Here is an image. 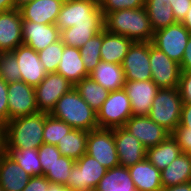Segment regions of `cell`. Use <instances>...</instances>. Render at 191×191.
Masks as SVG:
<instances>
[{
    "mask_svg": "<svg viewBox=\"0 0 191 191\" xmlns=\"http://www.w3.org/2000/svg\"><path fill=\"white\" fill-rule=\"evenodd\" d=\"M45 113L9 120L2 127L4 150L38 149L43 143Z\"/></svg>",
    "mask_w": 191,
    "mask_h": 191,
    "instance_id": "6da1fadb",
    "label": "cell"
},
{
    "mask_svg": "<svg viewBox=\"0 0 191 191\" xmlns=\"http://www.w3.org/2000/svg\"><path fill=\"white\" fill-rule=\"evenodd\" d=\"M104 29L133 42H152L154 36L145 7L108 13L104 17Z\"/></svg>",
    "mask_w": 191,
    "mask_h": 191,
    "instance_id": "7a4b0ae2",
    "label": "cell"
},
{
    "mask_svg": "<svg viewBox=\"0 0 191 191\" xmlns=\"http://www.w3.org/2000/svg\"><path fill=\"white\" fill-rule=\"evenodd\" d=\"M56 119L62 120L73 129L92 131L97 129V113L81 98L75 88L65 93L50 113Z\"/></svg>",
    "mask_w": 191,
    "mask_h": 191,
    "instance_id": "3957f363",
    "label": "cell"
},
{
    "mask_svg": "<svg viewBox=\"0 0 191 191\" xmlns=\"http://www.w3.org/2000/svg\"><path fill=\"white\" fill-rule=\"evenodd\" d=\"M55 24L60 31L72 26H104V16L94 2L64 0Z\"/></svg>",
    "mask_w": 191,
    "mask_h": 191,
    "instance_id": "277c9868",
    "label": "cell"
},
{
    "mask_svg": "<svg viewBox=\"0 0 191 191\" xmlns=\"http://www.w3.org/2000/svg\"><path fill=\"white\" fill-rule=\"evenodd\" d=\"M182 106L178 87L159 89L148 117L172 133L180 124Z\"/></svg>",
    "mask_w": 191,
    "mask_h": 191,
    "instance_id": "5b68a950",
    "label": "cell"
},
{
    "mask_svg": "<svg viewBox=\"0 0 191 191\" xmlns=\"http://www.w3.org/2000/svg\"><path fill=\"white\" fill-rule=\"evenodd\" d=\"M106 171V167L85 153L75 161L67 179V188L69 191H94Z\"/></svg>",
    "mask_w": 191,
    "mask_h": 191,
    "instance_id": "8992f818",
    "label": "cell"
},
{
    "mask_svg": "<svg viewBox=\"0 0 191 191\" xmlns=\"http://www.w3.org/2000/svg\"><path fill=\"white\" fill-rule=\"evenodd\" d=\"M130 99L124 88L109 93L108 98L97 112L99 128L114 129L124 127L126 121L132 116Z\"/></svg>",
    "mask_w": 191,
    "mask_h": 191,
    "instance_id": "52a82bcc",
    "label": "cell"
},
{
    "mask_svg": "<svg viewBox=\"0 0 191 191\" xmlns=\"http://www.w3.org/2000/svg\"><path fill=\"white\" fill-rule=\"evenodd\" d=\"M190 35L188 29L181 22H176L155 31L152 44L170 59L180 64Z\"/></svg>",
    "mask_w": 191,
    "mask_h": 191,
    "instance_id": "ba28073f",
    "label": "cell"
},
{
    "mask_svg": "<svg viewBox=\"0 0 191 191\" xmlns=\"http://www.w3.org/2000/svg\"><path fill=\"white\" fill-rule=\"evenodd\" d=\"M86 153L107 169L119 166L114 129L97 128L88 131Z\"/></svg>",
    "mask_w": 191,
    "mask_h": 191,
    "instance_id": "9c48e42d",
    "label": "cell"
},
{
    "mask_svg": "<svg viewBox=\"0 0 191 191\" xmlns=\"http://www.w3.org/2000/svg\"><path fill=\"white\" fill-rule=\"evenodd\" d=\"M149 62L151 80L160 88H176L181 74L180 64L170 59L150 42Z\"/></svg>",
    "mask_w": 191,
    "mask_h": 191,
    "instance_id": "30bf717a",
    "label": "cell"
},
{
    "mask_svg": "<svg viewBox=\"0 0 191 191\" xmlns=\"http://www.w3.org/2000/svg\"><path fill=\"white\" fill-rule=\"evenodd\" d=\"M7 94L8 121L39 112L34 87L23 81L9 82Z\"/></svg>",
    "mask_w": 191,
    "mask_h": 191,
    "instance_id": "8fae6325",
    "label": "cell"
},
{
    "mask_svg": "<svg viewBox=\"0 0 191 191\" xmlns=\"http://www.w3.org/2000/svg\"><path fill=\"white\" fill-rule=\"evenodd\" d=\"M74 85L62 75L47 73L45 78L35 87L36 102L39 112L50 114L56 102Z\"/></svg>",
    "mask_w": 191,
    "mask_h": 191,
    "instance_id": "7c38bea8",
    "label": "cell"
},
{
    "mask_svg": "<svg viewBox=\"0 0 191 191\" xmlns=\"http://www.w3.org/2000/svg\"><path fill=\"white\" fill-rule=\"evenodd\" d=\"M150 42H133L121 63L125 80H151L149 62Z\"/></svg>",
    "mask_w": 191,
    "mask_h": 191,
    "instance_id": "4fadbf2b",
    "label": "cell"
},
{
    "mask_svg": "<svg viewBox=\"0 0 191 191\" xmlns=\"http://www.w3.org/2000/svg\"><path fill=\"white\" fill-rule=\"evenodd\" d=\"M124 128L147 148L158 145L166 140L171 133L148 116L132 115L125 123Z\"/></svg>",
    "mask_w": 191,
    "mask_h": 191,
    "instance_id": "5bb4252c",
    "label": "cell"
},
{
    "mask_svg": "<svg viewBox=\"0 0 191 191\" xmlns=\"http://www.w3.org/2000/svg\"><path fill=\"white\" fill-rule=\"evenodd\" d=\"M123 88L130 99L132 114L148 116L160 88L152 80H126Z\"/></svg>",
    "mask_w": 191,
    "mask_h": 191,
    "instance_id": "9a60e30c",
    "label": "cell"
},
{
    "mask_svg": "<svg viewBox=\"0 0 191 191\" xmlns=\"http://www.w3.org/2000/svg\"><path fill=\"white\" fill-rule=\"evenodd\" d=\"M20 69V81L36 87L45 78L46 70L40 62L38 52L24 44L12 51Z\"/></svg>",
    "mask_w": 191,
    "mask_h": 191,
    "instance_id": "2e32d148",
    "label": "cell"
},
{
    "mask_svg": "<svg viewBox=\"0 0 191 191\" xmlns=\"http://www.w3.org/2000/svg\"><path fill=\"white\" fill-rule=\"evenodd\" d=\"M119 166L130 167L146 158V147L124 127L114 128Z\"/></svg>",
    "mask_w": 191,
    "mask_h": 191,
    "instance_id": "e0dca14e",
    "label": "cell"
},
{
    "mask_svg": "<svg viewBox=\"0 0 191 191\" xmlns=\"http://www.w3.org/2000/svg\"><path fill=\"white\" fill-rule=\"evenodd\" d=\"M22 16L18 8L0 13V53L23 44Z\"/></svg>",
    "mask_w": 191,
    "mask_h": 191,
    "instance_id": "ac0fdd59",
    "label": "cell"
},
{
    "mask_svg": "<svg viewBox=\"0 0 191 191\" xmlns=\"http://www.w3.org/2000/svg\"><path fill=\"white\" fill-rule=\"evenodd\" d=\"M23 44L39 52L60 40V30L56 24H39L22 21Z\"/></svg>",
    "mask_w": 191,
    "mask_h": 191,
    "instance_id": "d6986e66",
    "label": "cell"
},
{
    "mask_svg": "<svg viewBox=\"0 0 191 191\" xmlns=\"http://www.w3.org/2000/svg\"><path fill=\"white\" fill-rule=\"evenodd\" d=\"M64 0H33L19 9L23 21L55 24Z\"/></svg>",
    "mask_w": 191,
    "mask_h": 191,
    "instance_id": "ffe728a7",
    "label": "cell"
},
{
    "mask_svg": "<svg viewBox=\"0 0 191 191\" xmlns=\"http://www.w3.org/2000/svg\"><path fill=\"white\" fill-rule=\"evenodd\" d=\"M30 176L5 151L0 156V187L3 191H22Z\"/></svg>",
    "mask_w": 191,
    "mask_h": 191,
    "instance_id": "44dd1931",
    "label": "cell"
},
{
    "mask_svg": "<svg viewBox=\"0 0 191 191\" xmlns=\"http://www.w3.org/2000/svg\"><path fill=\"white\" fill-rule=\"evenodd\" d=\"M131 179L137 191H161V171L147 158L128 167Z\"/></svg>",
    "mask_w": 191,
    "mask_h": 191,
    "instance_id": "7402d4cb",
    "label": "cell"
},
{
    "mask_svg": "<svg viewBox=\"0 0 191 191\" xmlns=\"http://www.w3.org/2000/svg\"><path fill=\"white\" fill-rule=\"evenodd\" d=\"M57 73L69 80L73 85L88 77L79 48L64 45Z\"/></svg>",
    "mask_w": 191,
    "mask_h": 191,
    "instance_id": "603a6c76",
    "label": "cell"
},
{
    "mask_svg": "<svg viewBox=\"0 0 191 191\" xmlns=\"http://www.w3.org/2000/svg\"><path fill=\"white\" fill-rule=\"evenodd\" d=\"M89 76L107 91L123 89L125 85V74L120 64L100 61L89 73Z\"/></svg>",
    "mask_w": 191,
    "mask_h": 191,
    "instance_id": "cb8c5ba5",
    "label": "cell"
},
{
    "mask_svg": "<svg viewBox=\"0 0 191 191\" xmlns=\"http://www.w3.org/2000/svg\"><path fill=\"white\" fill-rule=\"evenodd\" d=\"M132 43L133 41L125 36L112 34L103 29L101 60L121 65Z\"/></svg>",
    "mask_w": 191,
    "mask_h": 191,
    "instance_id": "d4e9b609",
    "label": "cell"
},
{
    "mask_svg": "<svg viewBox=\"0 0 191 191\" xmlns=\"http://www.w3.org/2000/svg\"><path fill=\"white\" fill-rule=\"evenodd\" d=\"M161 184L163 187L175 186L191 181V154L181 153L161 173Z\"/></svg>",
    "mask_w": 191,
    "mask_h": 191,
    "instance_id": "484cf974",
    "label": "cell"
},
{
    "mask_svg": "<svg viewBox=\"0 0 191 191\" xmlns=\"http://www.w3.org/2000/svg\"><path fill=\"white\" fill-rule=\"evenodd\" d=\"M182 153L177 141L170 135L156 146L147 148L146 158L160 171L169 166Z\"/></svg>",
    "mask_w": 191,
    "mask_h": 191,
    "instance_id": "4316f807",
    "label": "cell"
},
{
    "mask_svg": "<svg viewBox=\"0 0 191 191\" xmlns=\"http://www.w3.org/2000/svg\"><path fill=\"white\" fill-rule=\"evenodd\" d=\"M94 191H137L129 170L124 166L107 169Z\"/></svg>",
    "mask_w": 191,
    "mask_h": 191,
    "instance_id": "83f0119b",
    "label": "cell"
},
{
    "mask_svg": "<svg viewBox=\"0 0 191 191\" xmlns=\"http://www.w3.org/2000/svg\"><path fill=\"white\" fill-rule=\"evenodd\" d=\"M145 9L154 32L176 23L170 0H146Z\"/></svg>",
    "mask_w": 191,
    "mask_h": 191,
    "instance_id": "f1b7e54d",
    "label": "cell"
},
{
    "mask_svg": "<svg viewBox=\"0 0 191 191\" xmlns=\"http://www.w3.org/2000/svg\"><path fill=\"white\" fill-rule=\"evenodd\" d=\"M88 131L72 129L57 144L61 155L77 161L86 153Z\"/></svg>",
    "mask_w": 191,
    "mask_h": 191,
    "instance_id": "f546056e",
    "label": "cell"
},
{
    "mask_svg": "<svg viewBox=\"0 0 191 191\" xmlns=\"http://www.w3.org/2000/svg\"><path fill=\"white\" fill-rule=\"evenodd\" d=\"M79 95L97 113L108 98L109 91L95 82L90 76L83 78L74 85Z\"/></svg>",
    "mask_w": 191,
    "mask_h": 191,
    "instance_id": "4dcf8cb0",
    "label": "cell"
},
{
    "mask_svg": "<svg viewBox=\"0 0 191 191\" xmlns=\"http://www.w3.org/2000/svg\"><path fill=\"white\" fill-rule=\"evenodd\" d=\"M103 29L104 26H72L60 31V40L66 46L80 48Z\"/></svg>",
    "mask_w": 191,
    "mask_h": 191,
    "instance_id": "1f68e13d",
    "label": "cell"
},
{
    "mask_svg": "<svg viewBox=\"0 0 191 191\" xmlns=\"http://www.w3.org/2000/svg\"><path fill=\"white\" fill-rule=\"evenodd\" d=\"M19 164L30 176H41L42 167L39 160L38 149L4 150Z\"/></svg>",
    "mask_w": 191,
    "mask_h": 191,
    "instance_id": "d6a6232c",
    "label": "cell"
},
{
    "mask_svg": "<svg viewBox=\"0 0 191 191\" xmlns=\"http://www.w3.org/2000/svg\"><path fill=\"white\" fill-rule=\"evenodd\" d=\"M102 39L103 30L94 35L79 48L82 61L88 73H90L101 61L100 48L102 45Z\"/></svg>",
    "mask_w": 191,
    "mask_h": 191,
    "instance_id": "836d02e7",
    "label": "cell"
},
{
    "mask_svg": "<svg viewBox=\"0 0 191 191\" xmlns=\"http://www.w3.org/2000/svg\"><path fill=\"white\" fill-rule=\"evenodd\" d=\"M72 129L73 128L66 122L45 113V126L43 130L44 143L57 146L64 135L68 134Z\"/></svg>",
    "mask_w": 191,
    "mask_h": 191,
    "instance_id": "e575fe53",
    "label": "cell"
},
{
    "mask_svg": "<svg viewBox=\"0 0 191 191\" xmlns=\"http://www.w3.org/2000/svg\"><path fill=\"white\" fill-rule=\"evenodd\" d=\"M75 164L73 159L61 155L44 175L51 183L64 184L67 186V179Z\"/></svg>",
    "mask_w": 191,
    "mask_h": 191,
    "instance_id": "d590c367",
    "label": "cell"
},
{
    "mask_svg": "<svg viewBox=\"0 0 191 191\" xmlns=\"http://www.w3.org/2000/svg\"><path fill=\"white\" fill-rule=\"evenodd\" d=\"M63 51L64 43L58 40L38 52L40 62L44 66L46 73L57 72Z\"/></svg>",
    "mask_w": 191,
    "mask_h": 191,
    "instance_id": "8d00e7d4",
    "label": "cell"
},
{
    "mask_svg": "<svg viewBox=\"0 0 191 191\" xmlns=\"http://www.w3.org/2000/svg\"><path fill=\"white\" fill-rule=\"evenodd\" d=\"M20 69L12 52L0 53V78L6 83L20 81Z\"/></svg>",
    "mask_w": 191,
    "mask_h": 191,
    "instance_id": "74e56055",
    "label": "cell"
},
{
    "mask_svg": "<svg viewBox=\"0 0 191 191\" xmlns=\"http://www.w3.org/2000/svg\"><path fill=\"white\" fill-rule=\"evenodd\" d=\"M145 2L146 0H102L99 8L105 17L113 11L145 7Z\"/></svg>",
    "mask_w": 191,
    "mask_h": 191,
    "instance_id": "f35d334b",
    "label": "cell"
},
{
    "mask_svg": "<svg viewBox=\"0 0 191 191\" xmlns=\"http://www.w3.org/2000/svg\"><path fill=\"white\" fill-rule=\"evenodd\" d=\"M38 155L42 167V175H45L49 167L61 156V153L57 146L43 143L38 148Z\"/></svg>",
    "mask_w": 191,
    "mask_h": 191,
    "instance_id": "ab89813d",
    "label": "cell"
},
{
    "mask_svg": "<svg viewBox=\"0 0 191 191\" xmlns=\"http://www.w3.org/2000/svg\"><path fill=\"white\" fill-rule=\"evenodd\" d=\"M172 137L177 141L182 153L191 154V129L184 126H177L171 133Z\"/></svg>",
    "mask_w": 191,
    "mask_h": 191,
    "instance_id": "60d3db41",
    "label": "cell"
},
{
    "mask_svg": "<svg viewBox=\"0 0 191 191\" xmlns=\"http://www.w3.org/2000/svg\"><path fill=\"white\" fill-rule=\"evenodd\" d=\"M178 90L183 104H191V72L181 71Z\"/></svg>",
    "mask_w": 191,
    "mask_h": 191,
    "instance_id": "b9f144b4",
    "label": "cell"
},
{
    "mask_svg": "<svg viewBox=\"0 0 191 191\" xmlns=\"http://www.w3.org/2000/svg\"><path fill=\"white\" fill-rule=\"evenodd\" d=\"M8 122V94L7 83L0 78V125L3 127Z\"/></svg>",
    "mask_w": 191,
    "mask_h": 191,
    "instance_id": "7bdbcfd3",
    "label": "cell"
},
{
    "mask_svg": "<svg viewBox=\"0 0 191 191\" xmlns=\"http://www.w3.org/2000/svg\"><path fill=\"white\" fill-rule=\"evenodd\" d=\"M176 22H182L190 9L191 0H170Z\"/></svg>",
    "mask_w": 191,
    "mask_h": 191,
    "instance_id": "ee69618b",
    "label": "cell"
},
{
    "mask_svg": "<svg viewBox=\"0 0 191 191\" xmlns=\"http://www.w3.org/2000/svg\"><path fill=\"white\" fill-rule=\"evenodd\" d=\"M50 181L44 176H32L22 191H47Z\"/></svg>",
    "mask_w": 191,
    "mask_h": 191,
    "instance_id": "f6af8a7d",
    "label": "cell"
},
{
    "mask_svg": "<svg viewBox=\"0 0 191 191\" xmlns=\"http://www.w3.org/2000/svg\"><path fill=\"white\" fill-rule=\"evenodd\" d=\"M181 71L191 72V35L185 48L183 59L180 63Z\"/></svg>",
    "mask_w": 191,
    "mask_h": 191,
    "instance_id": "bcb514c9",
    "label": "cell"
},
{
    "mask_svg": "<svg viewBox=\"0 0 191 191\" xmlns=\"http://www.w3.org/2000/svg\"><path fill=\"white\" fill-rule=\"evenodd\" d=\"M179 126L191 129V104H183Z\"/></svg>",
    "mask_w": 191,
    "mask_h": 191,
    "instance_id": "7dc6e473",
    "label": "cell"
},
{
    "mask_svg": "<svg viewBox=\"0 0 191 191\" xmlns=\"http://www.w3.org/2000/svg\"><path fill=\"white\" fill-rule=\"evenodd\" d=\"M161 191H191V181L175 186L163 187Z\"/></svg>",
    "mask_w": 191,
    "mask_h": 191,
    "instance_id": "c3c4849f",
    "label": "cell"
},
{
    "mask_svg": "<svg viewBox=\"0 0 191 191\" xmlns=\"http://www.w3.org/2000/svg\"><path fill=\"white\" fill-rule=\"evenodd\" d=\"M15 9L14 0H0V13Z\"/></svg>",
    "mask_w": 191,
    "mask_h": 191,
    "instance_id": "681fc988",
    "label": "cell"
},
{
    "mask_svg": "<svg viewBox=\"0 0 191 191\" xmlns=\"http://www.w3.org/2000/svg\"><path fill=\"white\" fill-rule=\"evenodd\" d=\"M47 191H69L64 184L50 183Z\"/></svg>",
    "mask_w": 191,
    "mask_h": 191,
    "instance_id": "f907efd6",
    "label": "cell"
},
{
    "mask_svg": "<svg viewBox=\"0 0 191 191\" xmlns=\"http://www.w3.org/2000/svg\"><path fill=\"white\" fill-rule=\"evenodd\" d=\"M181 23L188 29V31L191 34V6H190V9L187 12L184 20Z\"/></svg>",
    "mask_w": 191,
    "mask_h": 191,
    "instance_id": "816d5d0a",
    "label": "cell"
},
{
    "mask_svg": "<svg viewBox=\"0 0 191 191\" xmlns=\"http://www.w3.org/2000/svg\"><path fill=\"white\" fill-rule=\"evenodd\" d=\"M33 0H14L15 8H20L25 3H28Z\"/></svg>",
    "mask_w": 191,
    "mask_h": 191,
    "instance_id": "f5cc1de1",
    "label": "cell"
},
{
    "mask_svg": "<svg viewBox=\"0 0 191 191\" xmlns=\"http://www.w3.org/2000/svg\"><path fill=\"white\" fill-rule=\"evenodd\" d=\"M0 146H3L2 143V126L0 125Z\"/></svg>",
    "mask_w": 191,
    "mask_h": 191,
    "instance_id": "db71d44e",
    "label": "cell"
},
{
    "mask_svg": "<svg viewBox=\"0 0 191 191\" xmlns=\"http://www.w3.org/2000/svg\"><path fill=\"white\" fill-rule=\"evenodd\" d=\"M87 1L94 2V3L98 4V5L102 2V0H87Z\"/></svg>",
    "mask_w": 191,
    "mask_h": 191,
    "instance_id": "11a10c76",
    "label": "cell"
},
{
    "mask_svg": "<svg viewBox=\"0 0 191 191\" xmlns=\"http://www.w3.org/2000/svg\"><path fill=\"white\" fill-rule=\"evenodd\" d=\"M3 151H4V147H3V146H0V156H1V154L3 153Z\"/></svg>",
    "mask_w": 191,
    "mask_h": 191,
    "instance_id": "9f6ffc18",
    "label": "cell"
}]
</instances>
